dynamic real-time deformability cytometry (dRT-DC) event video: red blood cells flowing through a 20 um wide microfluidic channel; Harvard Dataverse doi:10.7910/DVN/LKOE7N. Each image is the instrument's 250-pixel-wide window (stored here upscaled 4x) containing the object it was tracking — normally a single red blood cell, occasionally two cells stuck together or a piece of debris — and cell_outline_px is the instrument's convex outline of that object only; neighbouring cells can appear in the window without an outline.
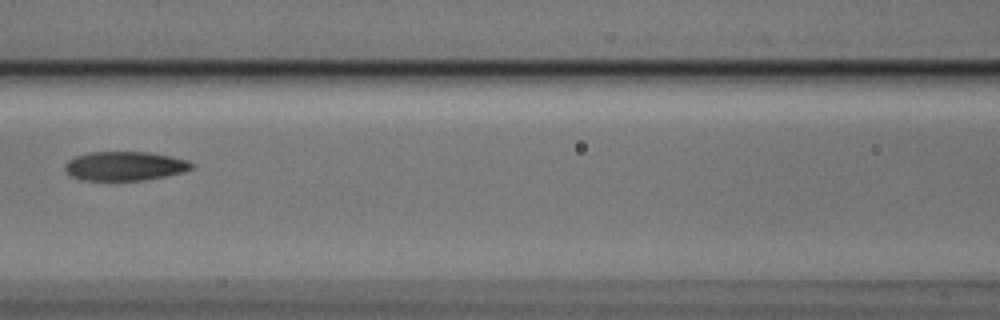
{"species": "Egyptian fruit bat (a non-hibernating species)", "species_latin": "Rousettus aegyptiacus", "temperature_condition": "cold", "stored_images_in_passage": 8, "camera_frame_rate_fps": 3000, "um_per_image_px": 0.085, "animal": {"sex": "male"}, "frame": {"image": 1, "passage_image": 8, "time_ms": 2.333, "image_size_px": [1000, 320], "cell_outline_px": [[192, 168], [180, 172], [164, 176], [144, 180], [80, 180], [72, 176], [64, 168], [64, 164], [68, 160], [76, 156], [92, 152], [148, 152], [188, 160], [192, 164]], "centroid_in_image_um": [10.56, 14.11], "position_along_channel_um": 156.0, "area_um2": 21.15}}